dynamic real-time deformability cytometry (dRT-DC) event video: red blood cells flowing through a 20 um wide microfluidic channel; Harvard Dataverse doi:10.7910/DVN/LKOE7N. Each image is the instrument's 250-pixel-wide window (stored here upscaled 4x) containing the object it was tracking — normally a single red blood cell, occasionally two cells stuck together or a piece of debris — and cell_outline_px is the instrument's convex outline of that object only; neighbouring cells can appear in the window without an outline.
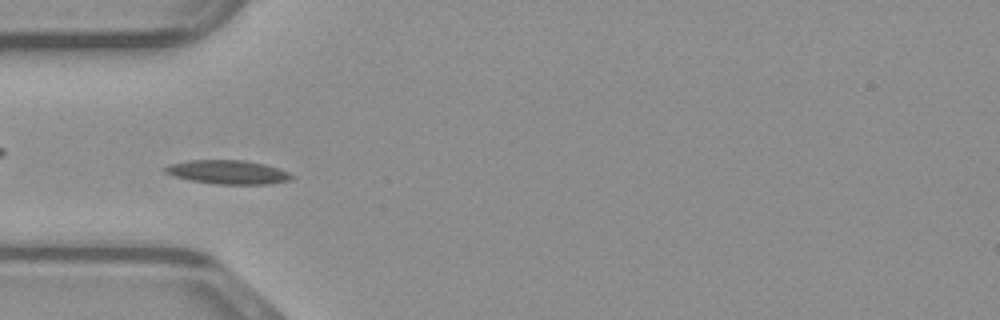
{"species": "common noctule bat (a hibernating species)", "species_latin": "Nyctalus noctula", "temperature_condition": "warm", "stored_images_in_passage": 50, "camera_frame_rate_fps": 3000, "um_per_image_px": 0.085, "animal": {"sex": "male", "body_mass_g": 23.1, "forearm_length_mm": 52.7}, "frame": {"image": 1, "passage_image": 16, "time_ms": 5.0, "image_size_px": [1000, 320], "cell_outline_px": [[296, 176], [292, 180], [268, 184], [216, 184], [188, 180], [164, 172], [164, 168], [168, 164], [188, 160], [244, 160], [264, 164], [288, 172]], "centroid_in_image_um": [19.37, 14.63], "position_along_channel_um": 65.6, "area_um2": 17.63}}
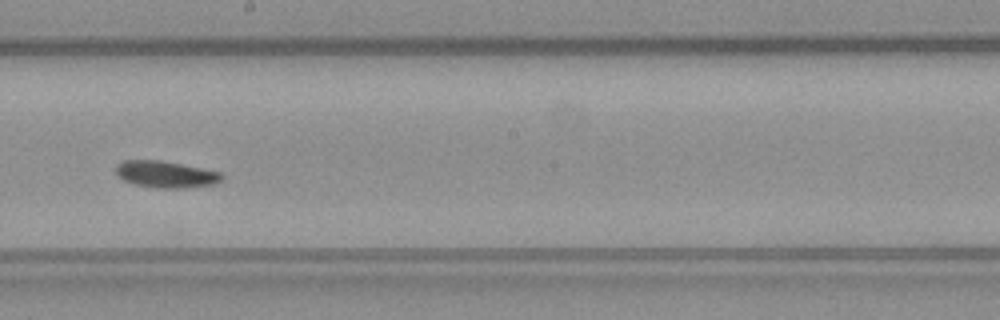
{"frame": {"image": 2, "passage_image": 28, "time_ms": 9.0, "image_size_px": [1000, 320], "cell_outline_px": [[224, 176], [216, 184], [184, 188], [156, 188], [132, 184], [124, 180], [116, 172], [116, 164], [124, 160], [160, 160], [220, 172]], "centroid_in_image_um": [14.07, 14.82], "position_along_channel_um": 234.1, "area_um2": 16.42}}
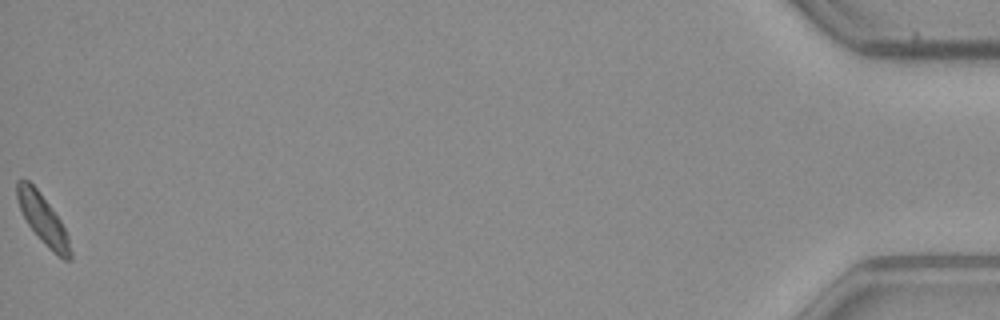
{"frame": {"image": 3, "passage_image": 50, "time_ms": 16.333, "image_size_px": [1000, 320], "cell_outline_px": [[72, 260], [64, 260], [28, 224], [20, 208], [16, 196], [16, 180], [28, 180], [36, 188], [60, 220], [68, 236], [72, 252]], "centroid_in_image_um": [3.65, 18.59], "position_along_channel_um": 431.6, "area_um2": 14.45}}